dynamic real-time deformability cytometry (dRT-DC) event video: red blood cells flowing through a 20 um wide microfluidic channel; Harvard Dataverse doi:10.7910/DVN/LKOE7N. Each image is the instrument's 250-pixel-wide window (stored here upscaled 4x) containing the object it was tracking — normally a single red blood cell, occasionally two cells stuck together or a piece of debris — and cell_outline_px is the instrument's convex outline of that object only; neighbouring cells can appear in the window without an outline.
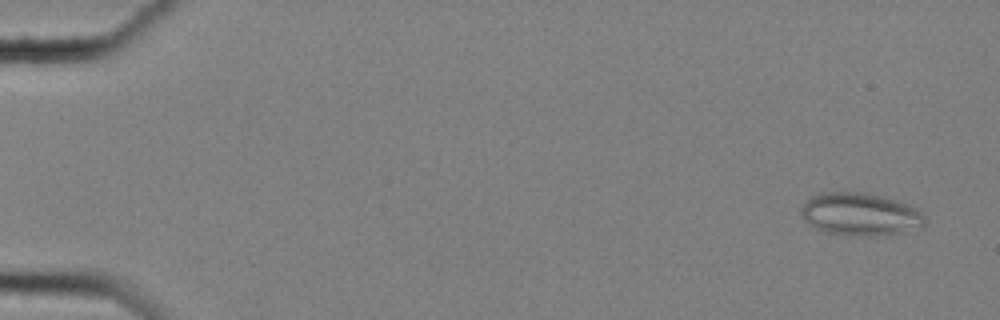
{"species": "common noctule bat (a hibernating species)", "species_latin": "Nyctalus noctula", "temperature_condition": "cold", "stored_images_in_passage": 58, "camera_frame_rate_fps": 3000, "um_per_image_px": 0.085, "animal": {"sex": "female", "body_mass_g": 25.1}, "frame": {"image": 1, "passage_image": 3, "time_ms": 0.667, "image_size_px": [1000, 320], "cell_outline_px": [[924, 224], [920, 228], [900, 232], [872, 236], [852, 236], [824, 232], [816, 228], [804, 220], [800, 212], [800, 208], [812, 196], [820, 192], [868, 192], [884, 196], [920, 208], [924, 216]], "centroid_in_image_um": [73.13, 18.2], "position_along_channel_um": 11.9, "area_um2": 31.1}}
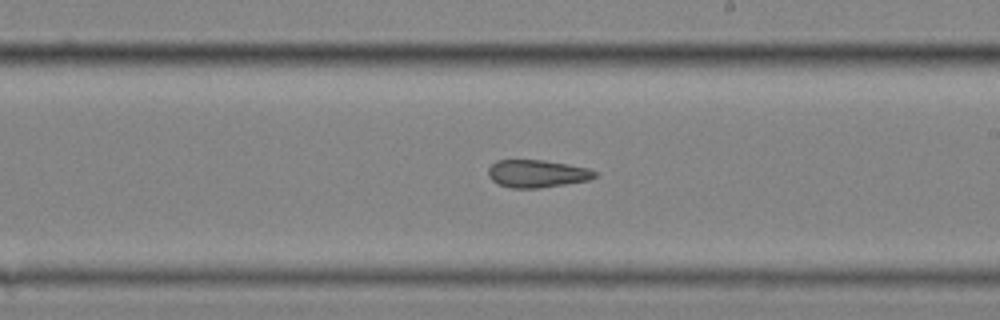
{"frame": {"image": 2, "passage_image": 35, "time_ms": 11.333, "image_size_px": [1000, 320], "cell_outline_px": [[596, 176], [588, 180], [540, 188], [512, 188], [496, 184], [488, 176], [488, 168], [496, 160], [544, 160], [568, 164], [588, 168], [596, 172]], "centroid_in_image_um": [45.61, 14.76], "position_along_channel_um": 243.4, "area_um2": 17.17}}
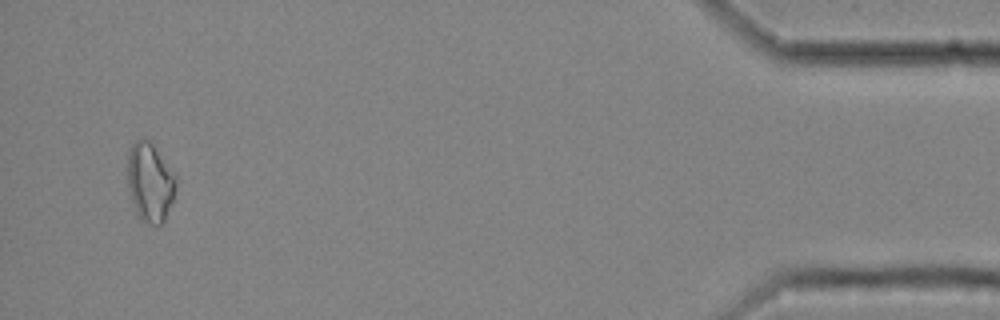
{"frame": {"image": 3, "passage_image": 56, "time_ms": 18.333, "image_size_px": [1000, 320], "cell_outline_px": [[176, 188], [172, 200], [164, 220], [160, 224], [148, 224], [140, 220], [136, 216], [128, 188], [128, 152], [132, 144], [136, 140], [144, 136], [152, 140], [176, 176]], "centroid_in_image_um": [12.74, 15.44], "position_along_channel_um": 422.5, "area_um2": 22.66}, "authors_computed_cell_mechanics": {"area_um2": 19.7387, "velocity_mm_per_s": 3.5476, "shape_relaxation_time_tau1_ms": null, "shape_relaxation_time_tau2_ms": 3.078, "deformation_change_tau1": null, "deformation_change_tau2": 0.1082}}